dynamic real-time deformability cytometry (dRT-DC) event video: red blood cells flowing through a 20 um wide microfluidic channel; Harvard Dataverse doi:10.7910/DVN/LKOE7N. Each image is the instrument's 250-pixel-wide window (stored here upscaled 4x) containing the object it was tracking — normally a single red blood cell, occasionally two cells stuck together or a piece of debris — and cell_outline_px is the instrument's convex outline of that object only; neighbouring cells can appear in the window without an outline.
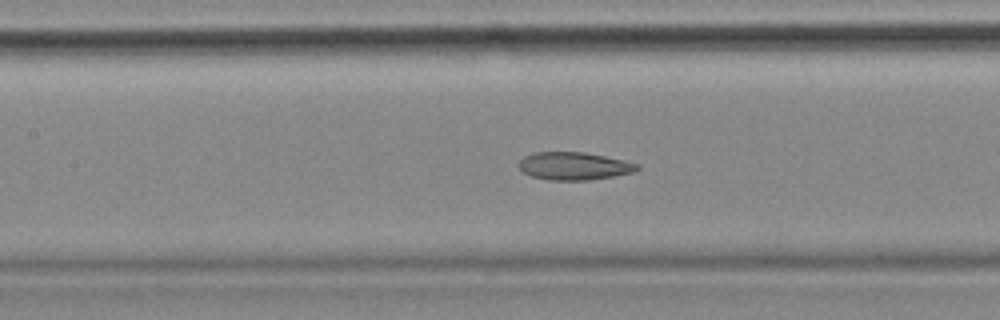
{"species": "common noctule bat (a hibernating species)", "species_latin": "Nyctalus noctula", "temperature_condition": "cold", "stored_images_in_passage": 57, "camera_frame_rate_fps": 3000, "um_per_image_px": 0.085, "animal": {"sex": "female", "body_mass_g": 18.4}, "frame": {"image": 1, "passage_image": 25, "time_ms": 8.0, "image_size_px": [1000, 320], "cell_outline_px": [[640, 168], [632, 172], [612, 176], [588, 180], [548, 180], [532, 176], [524, 172], [516, 164], [524, 156], [532, 152], [584, 152], [624, 160], [640, 164]], "centroid_in_image_um": [48.77, 14.1], "position_along_channel_um": 158.6, "area_um2": 19.13}, "authors_computed_cell_mechanics": {"area_um2": 21.1548, "velocity_mm_per_s": 3.5415, "shape_relaxation_time_tau1_ms": null, "shape_relaxation_time_tau2_ms": 2.9992, "deformation_change_tau1": null, "deformation_change_tau2": 0.0964}}